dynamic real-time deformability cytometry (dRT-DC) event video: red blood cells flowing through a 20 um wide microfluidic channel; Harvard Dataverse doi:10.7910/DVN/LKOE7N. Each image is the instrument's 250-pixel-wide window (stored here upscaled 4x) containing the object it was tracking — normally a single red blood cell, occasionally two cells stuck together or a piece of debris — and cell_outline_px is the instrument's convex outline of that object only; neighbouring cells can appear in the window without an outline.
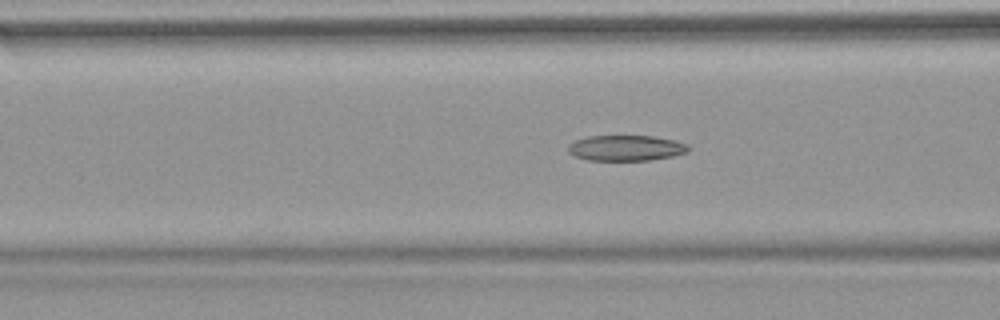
{"species": "common noctule bat (a hibernating species)", "species_latin": "Nyctalus noctula", "temperature_condition": "warm", "stored_images_in_passage": 53, "camera_frame_rate_fps": 3000, "um_per_image_px": 0.085, "animal": {"sex": "female", "body_mass_g": 18.4}, "frame": {"image": 1, "passage_image": 21, "time_ms": 6.667, "image_size_px": [1000, 320], "cell_outline_px": [[692, 148], [688, 152], [672, 156], [648, 160], [588, 160], [572, 156], [568, 152], [568, 144], [576, 140], [588, 136], [652, 136], [672, 140], [688, 144]], "centroid_in_image_um": [53.19, 12.58], "position_along_channel_um": 113.4, "area_um2": 17.98}}
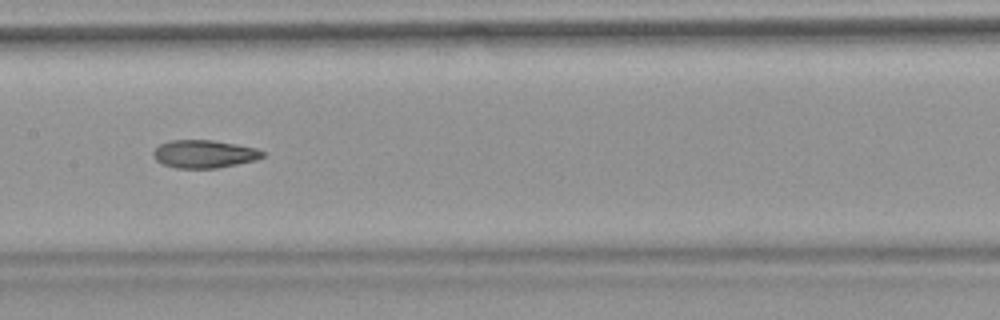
{"frame": {"image": 2, "passage_image": 27, "time_ms": 8.667, "image_size_px": [1000, 320], "cell_outline_px": [[264, 156], [256, 160], [216, 168], [176, 168], [160, 164], [152, 156], [152, 152], [160, 144], [168, 140], [212, 140], [236, 144], [256, 148], [264, 152]], "centroid_in_image_um": [17.31, 13.09], "position_along_channel_um": 190.1, "area_um2": 17.86}}
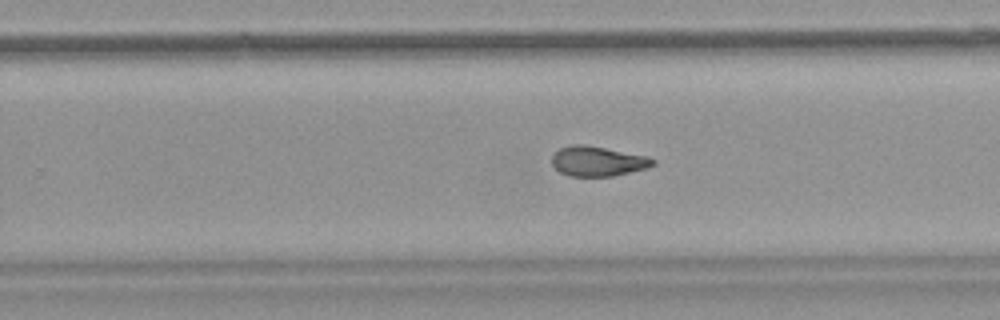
{"frame": {"image": 3, "passage_image": 34, "time_ms": 11.0, "image_size_px": [1000, 320], "cell_outline_px": [[656, 164], [648, 168], [612, 176], [568, 176], [560, 172], [552, 164], [552, 156], [560, 148], [572, 144], [584, 144], [648, 156], [656, 160]], "centroid_in_image_um": [50.83, 13.7], "position_along_channel_um": 279.0, "area_um2": 17.63}, "authors_computed_cell_mechanics": {"area_um2": 18.7272, "velocity_mm_per_s": 3.8421, "shape_relaxation_time_tau1_ms": null, "shape_relaxation_time_tau2_ms": 3.3064, "deformation_change_tau1": null, "deformation_change_tau2": 0.1069}}